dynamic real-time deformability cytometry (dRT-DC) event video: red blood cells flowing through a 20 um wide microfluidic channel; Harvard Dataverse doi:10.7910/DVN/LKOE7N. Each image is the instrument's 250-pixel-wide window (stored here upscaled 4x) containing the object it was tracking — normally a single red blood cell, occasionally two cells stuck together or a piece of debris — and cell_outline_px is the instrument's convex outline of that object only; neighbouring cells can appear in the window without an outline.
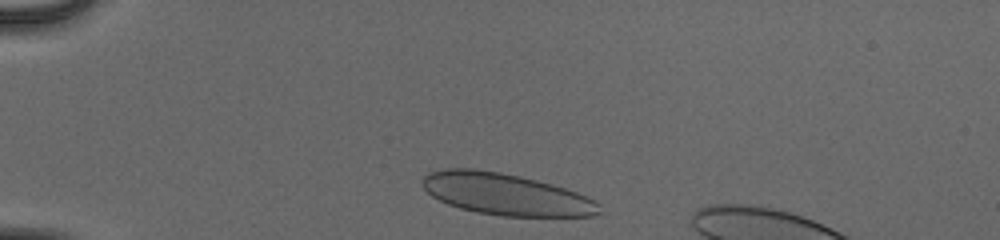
{"species": "human", "species_latin": "Homo sapiens", "temperature_condition": "cold", "stored_images_in_passage": 35, "camera_frame_rate_fps": 3000, "um_per_image_px": 0.085, "donor": {"sex": "male"}, "frame": {"image": 1, "passage_image": 2, "time_ms": 0.333, "image_size_px": [1000, 240], "cell_outline_px": [[604, 212], [592, 216], [500, 216], [476, 212], [460, 208], [448, 204], [432, 196], [424, 188], [420, 180], [428, 172], [448, 168], [472, 168], [500, 172], [520, 176], [552, 184], [588, 196], [600, 204]], "centroid_in_image_um": [43.0, 16.51], "position_along_channel_um": 42.0, "area_um2": 43.12}}
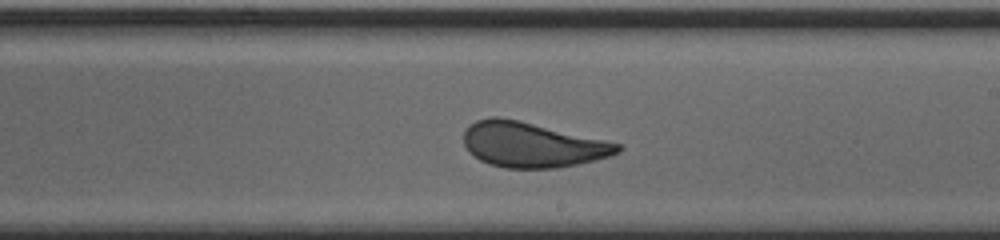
{"frame": {"image": 2, "passage_image": 21, "time_ms": 6.667, "image_size_px": [1000, 240], "cell_outline_px": [[624, 148], [620, 152], [596, 160], [556, 168], [504, 168], [488, 164], [480, 160], [468, 152], [464, 144], [464, 132], [468, 124], [476, 120], [492, 116], [496, 116], [520, 120], [604, 140], [620, 144]], "centroid_in_image_um": [45.19, 12.3], "position_along_channel_um": 243.8, "area_um2": 40.52}}
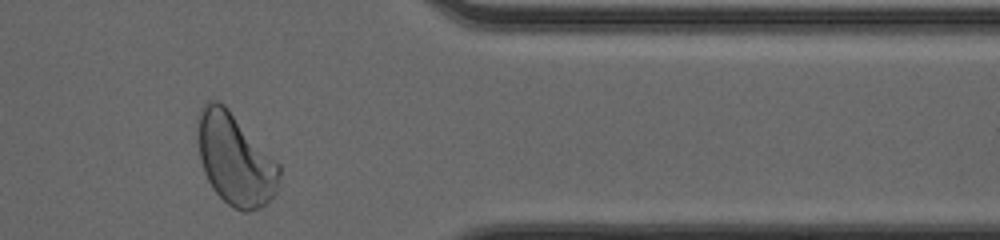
{"frame": {"image": 3, "passage_image": 33, "time_ms": 10.667, "image_size_px": [1000, 240], "cell_outline_px": [[280, 176], [276, 192], [268, 204], [260, 208], [248, 212], [244, 212], [232, 208], [212, 188], [204, 172], [200, 160], [200, 112], [204, 104], [208, 100], [216, 100], [224, 104], [228, 108], [280, 164]], "centroid_in_image_um": [20.04, 13.6], "position_along_channel_um": 391.4, "area_um2": 43.12}, "authors_computed_cell_mechanics": {"area_um2": 41.327, "velocity_mm_per_s": 3.9657, "shape_relaxation_time_tau1_ms": 4.459, "shape_relaxation_time_tau2_ms": null, "deformation_change_tau1": 0.1418, "deformation_change_tau2": null}}